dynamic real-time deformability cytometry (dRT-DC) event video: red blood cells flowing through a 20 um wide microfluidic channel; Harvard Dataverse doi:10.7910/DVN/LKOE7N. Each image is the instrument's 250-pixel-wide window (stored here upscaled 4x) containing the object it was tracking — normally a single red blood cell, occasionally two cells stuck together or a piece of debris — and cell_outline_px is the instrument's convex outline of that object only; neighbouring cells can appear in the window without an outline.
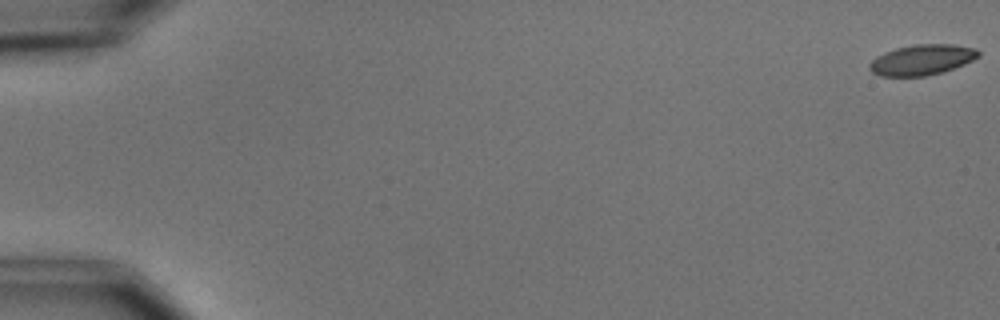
{"species": "common noctule bat (a hibernating species)", "species_latin": "Nyctalus noctula", "temperature_condition": "cold", "stored_images_in_passage": 5, "camera_frame_rate_fps": 3000, "um_per_image_px": 0.085, "animal": {"sex": "male", "body_mass_g": 15.6}, "frame": {"image": 1, "passage_image": 1, "time_ms": 0.0, "image_size_px": [1000, 320], "cell_outline_px": [[980, 56], [964, 64], [944, 72], [924, 76], [880, 76], [872, 72], [868, 68], [868, 64], [876, 56], [884, 52], [896, 48], [916, 44], [952, 44], [976, 48], [980, 52]], "centroid_in_image_um": [78.36, 5.08], "position_along_channel_um": 6.6, "area_um2": 19.48}}